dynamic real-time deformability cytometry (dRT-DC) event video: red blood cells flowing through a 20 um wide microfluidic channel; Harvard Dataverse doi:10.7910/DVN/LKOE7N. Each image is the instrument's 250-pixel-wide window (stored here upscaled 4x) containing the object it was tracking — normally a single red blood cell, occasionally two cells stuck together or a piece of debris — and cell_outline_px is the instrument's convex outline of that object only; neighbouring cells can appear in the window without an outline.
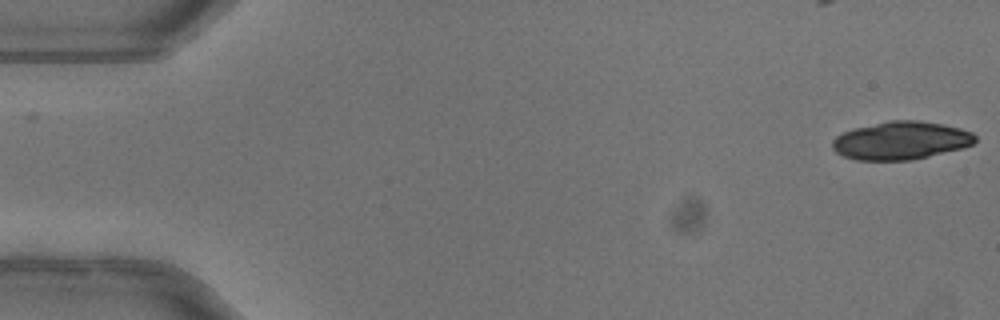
{"species": "common noctule bat (a hibernating species)", "species_latin": "Nyctalus noctula", "temperature_condition": "warm", "stored_images_in_passage": 50, "segment_of_instrument_passage": [1, 2], "camera_frame_rate_fps": 3000, "um_per_image_px": 0.085, "animal": {"sex": "female"}, "frame": {"image": 1, "passage_image": 1, "time_ms": 0.0, "image_size_px": [1000, 320], "cell_outline_px": [[976, 140], [972, 144], [964, 148], [912, 160], [856, 160], [844, 156], [836, 152], [832, 148], [832, 140], [836, 136], [844, 132], [856, 128], [888, 120], [920, 120], [960, 128], [972, 132], [976, 136]], "centroid_in_image_um": [76.59, 11.95], "position_along_channel_um": 8.4, "area_um2": 31.67}}
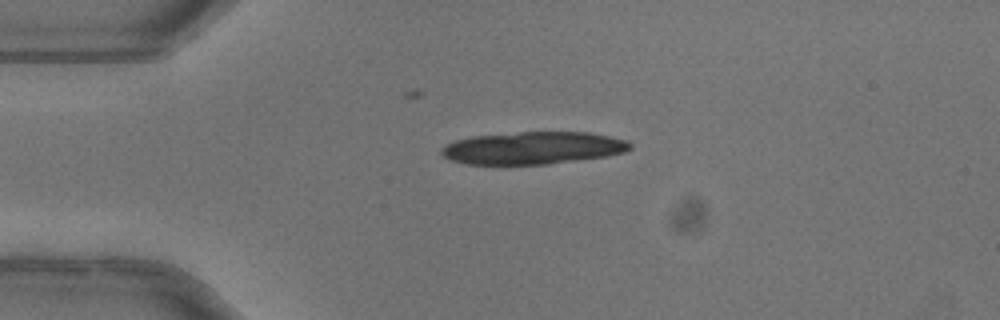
{"frame": {"image": 2, "passage_image": 12, "time_ms": 3.667, "image_size_px": [1000, 320], "cell_outline_px": [[632, 148], [624, 152], [604, 156], [548, 164], [464, 164], [448, 160], [440, 152], [440, 148], [456, 140], [472, 136], [520, 132], [588, 132], [628, 140], [632, 144]], "centroid_in_image_um": [45.28, 12.57], "position_along_channel_um": 39.7, "area_um2": 35.6}}